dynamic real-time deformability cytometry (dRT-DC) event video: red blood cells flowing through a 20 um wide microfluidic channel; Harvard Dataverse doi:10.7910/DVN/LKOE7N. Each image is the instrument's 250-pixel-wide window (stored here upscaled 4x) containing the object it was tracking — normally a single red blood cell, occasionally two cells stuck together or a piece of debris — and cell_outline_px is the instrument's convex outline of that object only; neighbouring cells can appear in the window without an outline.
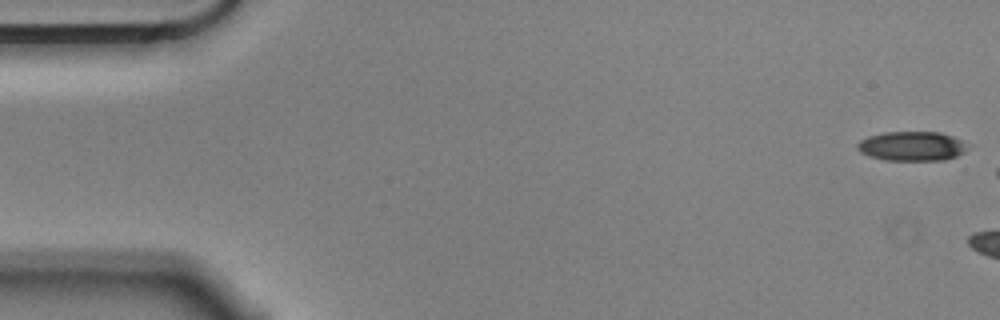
{"species": "Egyptian fruit bat (a non-hibernating species)", "species_latin": "Rousettus aegyptiacus", "temperature_condition": "cold", "stored_images_in_passage": 6, "camera_frame_rate_fps": 3000, "um_per_image_px": 0.085, "animal": {"sex": "male"}, "frame": {"image": 1, "passage_image": 1, "time_ms": 0.0, "image_size_px": [1000, 320], "cell_outline_px": [[972, 144], [964, 152], [956, 156], [944, 160], [884, 160], [868, 156], [860, 152], [856, 148], [856, 144], [860, 140], [868, 136], [884, 132], [940, 132], [952, 136]], "centroid_in_image_um": [77.52, 12.42], "position_along_channel_um": 7.5, "area_um2": 19.19}}